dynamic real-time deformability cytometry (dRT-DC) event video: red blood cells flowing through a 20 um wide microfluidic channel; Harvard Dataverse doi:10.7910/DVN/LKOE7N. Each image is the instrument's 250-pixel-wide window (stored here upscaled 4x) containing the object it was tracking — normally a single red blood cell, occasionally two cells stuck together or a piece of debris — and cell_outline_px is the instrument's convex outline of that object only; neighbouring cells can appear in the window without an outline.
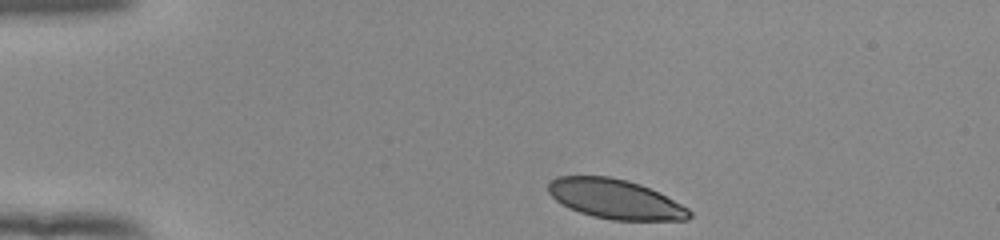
{"species": "human", "species_latin": "Homo sapiens", "temperature_condition": "room temperature", "stored_images_in_passage": 43, "camera_frame_rate_fps": 3000, "um_per_image_px": 0.085, "donor": {"sex": "female"}, "frame": {"image": 1, "passage_image": 1, "time_ms": 0.0, "image_size_px": [1000, 240], "cell_outline_px": [[692, 216], [688, 220], [612, 220], [592, 216], [568, 208], [556, 200], [548, 192], [548, 184], [556, 176], [608, 176], [628, 180], [640, 184], [688, 208], [692, 212]], "centroid_in_image_um": [52.27, 16.92], "position_along_channel_um": 32.7, "area_um2": 32.31}}
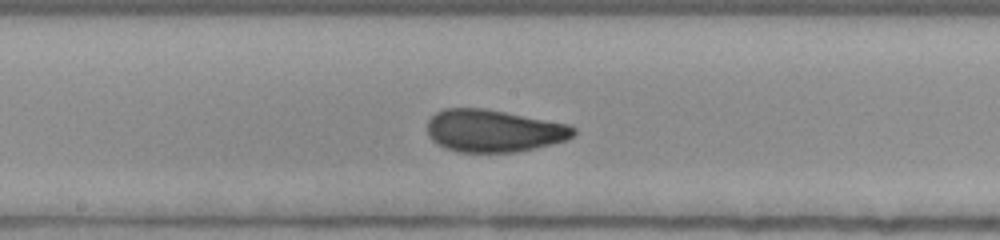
{"frame": {"image": 2, "passage_image": 19, "time_ms": 6.0, "image_size_px": [1000, 240], "cell_outline_px": [[576, 132], [572, 136], [564, 140], [516, 152], [460, 152], [444, 148], [436, 144], [428, 136], [428, 120], [436, 112], [444, 108], [484, 108], [568, 124], [576, 128]], "centroid_in_image_um": [41.91, 11.11], "position_along_channel_um": 206.3, "area_um2": 35.89}}
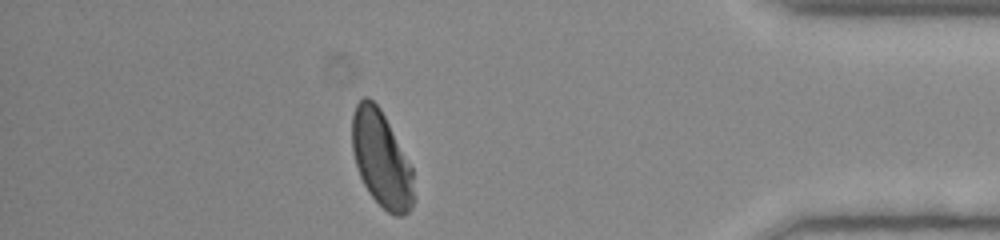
{"frame": {"image": 3, "passage_image": 37, "time_ms": 12.0, "image_size_px": [1000, 240], "cell_outline_px": [[416, 196], [412, 208], [404, 216], [396, 216], [388, 212], [368, 192], [360, 176], [352, 152], [352, 116], [356, 104], [364, 96], [368, 96], [380, 108], [412, 168]], "centroid_in_image_um": [32.43, 13.56], "position_along_channel_um": 402.8, "area_um2": 34.51}, "authors_computed_cell_mechanics": {"area_um2": 35.6048, "velocity_mm_per_s": 3.8827, "shape_relaxation_time_tau1_ms": 5.1535, "shape_relaxation_time_tau2_ms": 0.8526, "deformation_change_tau1": 0.1565, "deformation_change_tau2": 0.0591}}